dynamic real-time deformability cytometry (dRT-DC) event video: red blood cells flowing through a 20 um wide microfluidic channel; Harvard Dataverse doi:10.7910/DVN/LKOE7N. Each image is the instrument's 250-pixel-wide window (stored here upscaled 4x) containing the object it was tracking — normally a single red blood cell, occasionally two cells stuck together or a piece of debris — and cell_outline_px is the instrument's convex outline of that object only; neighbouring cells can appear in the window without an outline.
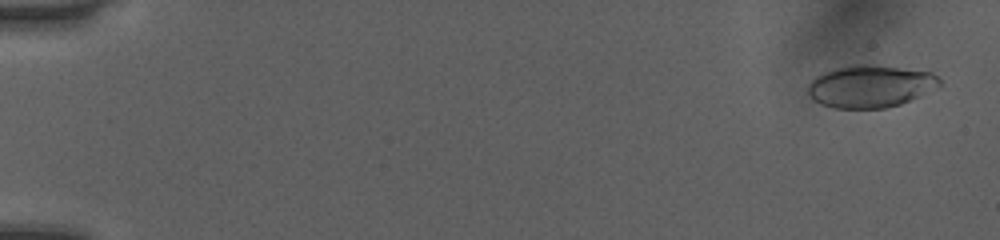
{"species": "human", "species_latin": "Homo sapiens", "temperature_condition": "room temperature", "stored_images_in_passage": 50, "camera_frame_rate_fps": 3000, "um_per_image_px": 0.085, "donor": {"sex": "female"}, "frame": {"image": 1, "passage_image": 1, "time_ms": 0.0, "image_size_px": [1000, 240], "cell_outline_px": [[940, 88], [900, 104], [884, 108], [836, 108], [820, 104], [808, 96], [808, 84], [816, 76], [824, 72], [836, 68], [852, 64], [872, 64], [932, 72], [940, 80]], "centroid_in_image_um": [73.99, 7.33], "position_along_channel_um": 11.0, "area_um2": 32.66}}
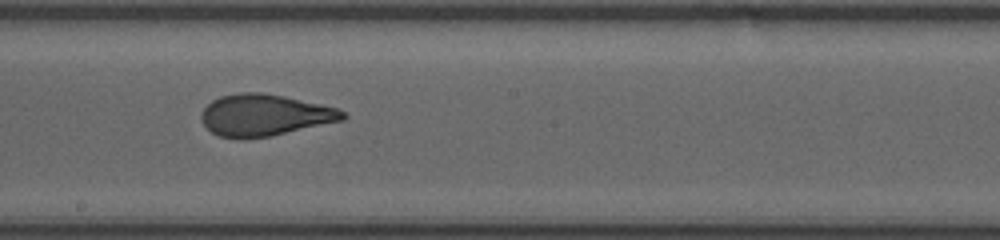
{"frame": {"image": 2, "passage_image": 29, "time_ms": 9.333, "image_size_px": [1000, 240], "cell_outline_px": [[348, 116], [344, 120], [268, 136], [220, 136], [212, 132], [200, 120], [200, 112], [212, 100], [220, 96], [240, 92], [260, 92], [284, 96], [340, 108]], "centroid_in_image_um": [22.52, 9.74], "position_along_channel_um": 225.7, "area_um2": 33.76}}
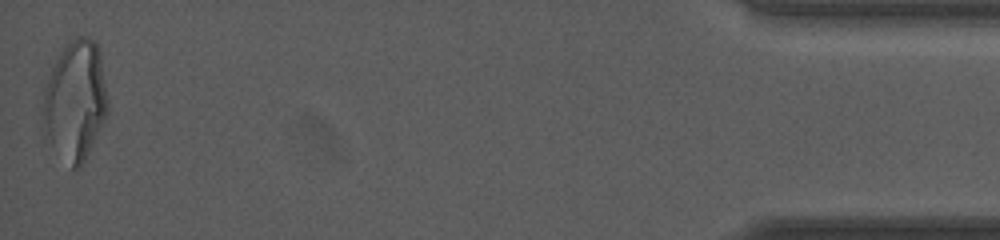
{"frame": {"image": 3, "passage_image": 50, "time_ms": 16.333, "image_size_px": [1000, 240], "cell_outline_px": [[108, 112], [80, 168], [72, 168], [52, 144], [44, 132], [44, 88], [52, 68], [60, 52], [76, 36], [88, 36], [96, 44], [100, 52], [108, 100]], "centroid_in_image_um": [6.42, 8.51], "position_along_channel_um": 428.8, "area_um2": 44.27}, "authors_computed_cell_mechanics": {"area_um2": 33.9864, "velocity_mm_per_s": 4.0694, "shape_relaxation_time_tau1_ms": 6.3511, "shape_relaxation_time_tau2_ms": 0.7584, "deformation_change_tau1": 0.2105, "deformation_change_tau2": 0.0731}}